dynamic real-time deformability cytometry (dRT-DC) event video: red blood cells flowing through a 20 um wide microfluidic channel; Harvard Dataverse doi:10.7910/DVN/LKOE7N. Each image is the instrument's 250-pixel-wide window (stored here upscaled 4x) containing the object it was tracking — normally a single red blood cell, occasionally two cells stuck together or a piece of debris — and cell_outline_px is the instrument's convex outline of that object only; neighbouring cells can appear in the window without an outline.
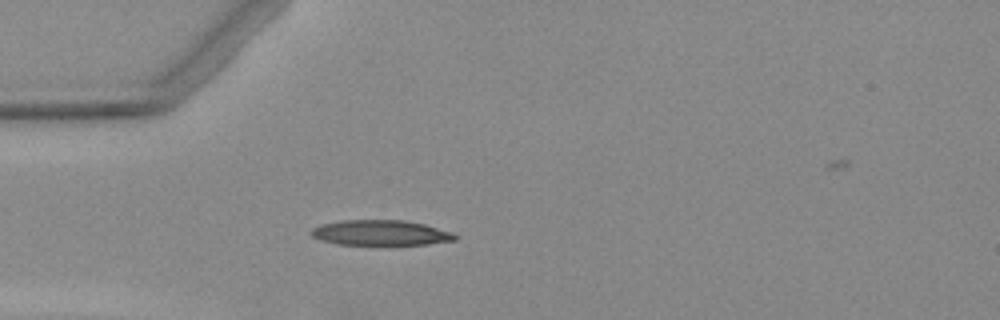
{"species": "Egyptian fruit bat (a non-hibernating species)", "species_latin": "Rousettus aegyptiacus", "temperature_condition": "warm", "stored_images_in_passage": 3, "camera_frame_rate_fps": 3000, "um_per_image_px": 0.085, "animal": {"sex": "female"}, "frame": {"image": 1, "passage_image": 3, "time_ms": 3.333, "image_size_px": [1000, 320], "cell_outline_px": [[456, 240], [428, 244], [380, 248], [336, 244], [320, 240], [312, 236], [308, 232], [312, 228], [320, 224], [344, 220], [404, 220], [424, 224], [452, 232], [456, 236]], "centroid_in_image_um": [32.31, 19.84], "position_along_channel_um": 52.7, "area_um2": 22.43}}